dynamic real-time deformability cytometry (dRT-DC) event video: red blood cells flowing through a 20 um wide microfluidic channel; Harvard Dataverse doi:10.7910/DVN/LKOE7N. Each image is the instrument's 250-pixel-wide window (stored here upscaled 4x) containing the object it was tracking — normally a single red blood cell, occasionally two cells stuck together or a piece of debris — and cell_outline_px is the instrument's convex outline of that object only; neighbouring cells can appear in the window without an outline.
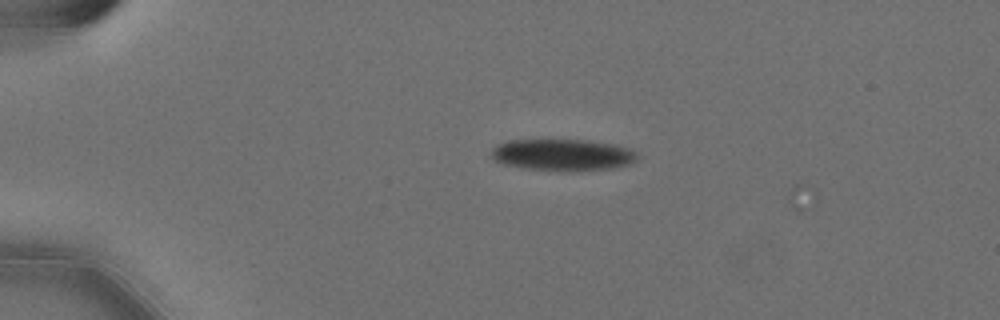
{"species": "Egyptian fruit bat (a non-hibernating species)", "species_latin": "Rousettus aegyptiacus", "temperature_condition": "cold", "stored_images_in_passage": 4, "camera_frame_rate_fps": 3000, "um_per_image_px": 0.085, "animal": {"sex": "female"}, "frame": {"image": 1, "passage_image": 3, "time_ms": 0.667, "image_size_px": [1000, 320], "cell_outline_px": [[636, 160], [632, 164], [616, 168], [524, 168], [504, 164], [496, 160], [492, 156], [492, 148], [500, 144], [512, 140], [588, 140], [616, 144], [632, 148], [636, 152]], "centroid_in_image_um": [47.89, 13.11], "position_along_channel_um": 37.1, "area_um2": 25.89}}